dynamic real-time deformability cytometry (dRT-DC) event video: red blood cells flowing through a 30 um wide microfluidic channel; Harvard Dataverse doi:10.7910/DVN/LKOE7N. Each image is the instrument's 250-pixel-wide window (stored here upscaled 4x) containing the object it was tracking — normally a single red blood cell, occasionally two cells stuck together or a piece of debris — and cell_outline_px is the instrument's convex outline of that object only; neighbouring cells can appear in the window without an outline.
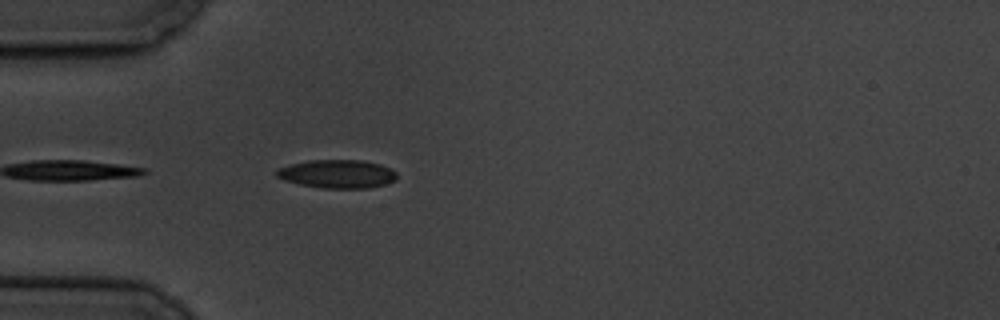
{"species": "common noctule bat (a hibernating species)", "species_latin": "Nyctalus noctula", "temperature_condition": "cold", "stored_images_in_passage": 2, "camera_frame_rate_fps": 3000, "um_per_image_px": 0.085, "animal": {"sex": "male", "body_mass_g": 19.5, "forearm_length_mm": 54.6}, "frame": {"image": 1, "passage_image": 2, "time_ms": 1.333, "image_size_px": [1000, 320], "cell_outline_px": [[396, 180], [384, 184], [368, 188], [324, 188], [300, 184], [284, 180], [276, 176], [276, 168], [308, 160], [364, 160], [380, 164], [396, 172]], "centroid_in_image_um": [28.66, 14.78], "position_along_channel_um": 56.3, "area_um2": 19.83}}